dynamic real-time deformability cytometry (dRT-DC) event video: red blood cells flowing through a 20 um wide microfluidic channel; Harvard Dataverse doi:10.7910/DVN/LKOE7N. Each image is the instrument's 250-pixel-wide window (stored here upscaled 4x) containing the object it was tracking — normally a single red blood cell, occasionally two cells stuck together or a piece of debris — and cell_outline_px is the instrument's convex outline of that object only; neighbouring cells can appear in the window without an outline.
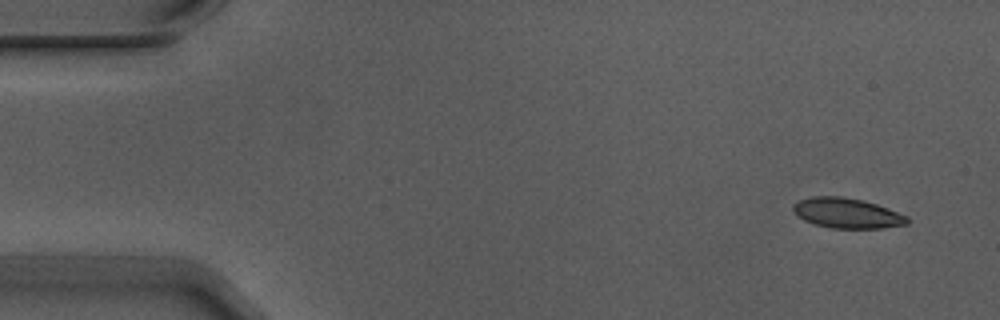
{"species": "Egyptian fruit bat (a non-hibernating species)", "species_latin": "Rousettus aegyptiacus", "temperature_condition": "warm", "stored_images_in_passage": 5, "camera_frame_rate_fps": 3000, "um_per_image_px": 0.085, "animal": {"sex": "male"}, "frame": {"image": 1, "passage_image": 1, "time_ms": 0.0, "image_size_px": [1000, 320], "cell_outline_px": [[908, 224], [880, 228], [832, 228], [816, 224], [804, 220], [796, 216], [792, 208], [792, 204], [800, 200], [812, 196], [840, 196], [864, 200], [888, 208], [908, 216]], "centroid_in_image_um": [71.98, 18.11], "position_along_channel_um": 13.0, "area_um2": 20.06}}